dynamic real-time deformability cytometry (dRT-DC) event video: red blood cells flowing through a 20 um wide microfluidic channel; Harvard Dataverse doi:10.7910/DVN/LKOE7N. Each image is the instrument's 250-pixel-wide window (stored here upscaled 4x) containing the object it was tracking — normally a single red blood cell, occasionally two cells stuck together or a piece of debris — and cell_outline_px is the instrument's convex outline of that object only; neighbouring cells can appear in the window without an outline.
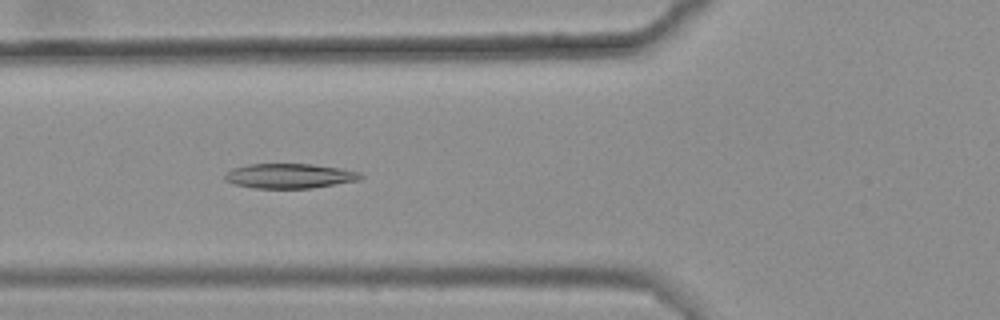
{"species": "common noctule bat (a hibernating species)", "species_latin": "Nyctalus noctula", "temperature_condition": "warm", "stored_images_in_passage": 37, "camera_frame_rate_fps": 3000, "um_per_image_px": 0.085, "animal": {"sex": "female", "body_mass_g": 25.1}, "frame": {"image": 1, "passage_image": 10, "time_ms": 3.0, "image_size_px": [1000, 320], "cell_outline_px": [[364, 176], [360, 180], [312, 188], [252, 188], [232, 184], [224, 180], [224, 176], [232, 168], [248, 164], [312, 164], [340, 168], [360, 172]], "centroid_in_image_um": [24.6, 14.96], "position_along_channel_um": 101.2, "area_um2": 19.71}}
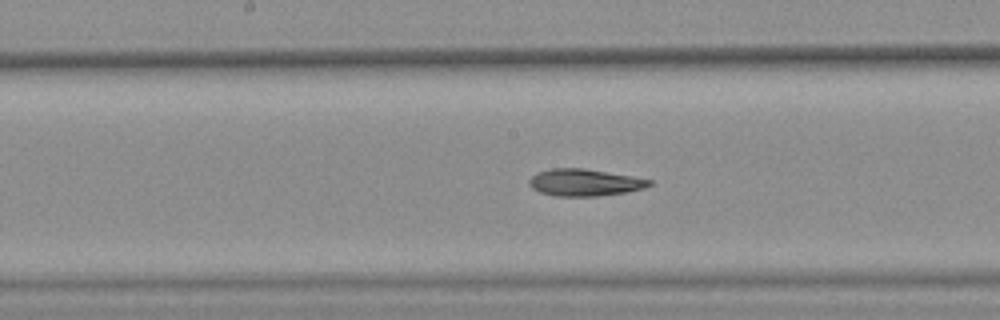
{"frame": {"image": 2, "passage_image": 18, "time_ms": 5.667, "image_size_px": [1000, 320], "cell_outline_px": [[652, 184], [644, 188], [628, 192], [596, 196], [556, 196], [540, 192], [532, 188], [528, 184], [528, 180], [536, 172], [552, 168], [584, 168], [632, 176], [652, 180]], "centroid_in_image_um": [49.67, 15.51], "position_along_channel_um": 198.5, "area_um2": 18.96}}
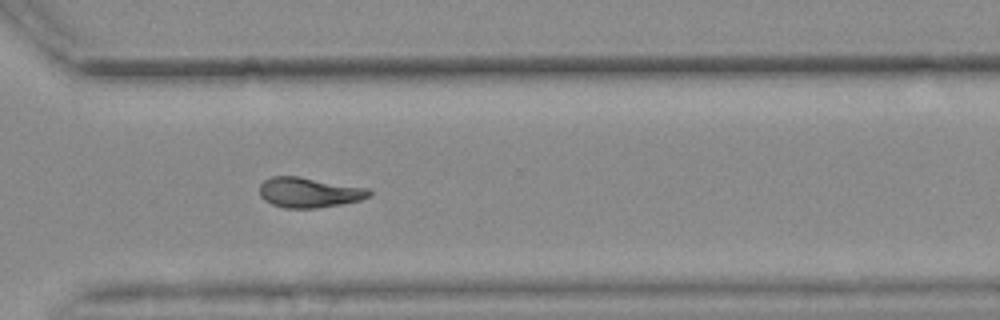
{"frame": {"image": 3, "passage_image": 30, "time_ms": 9.667, "image_size_px": [1000, 320], "cell_outline_px": [[372, 196], [360, 200], [340, 204], [316, 208], [284, 208], [272, 204], [264, 200], [260, 196], [260, 184], [264, 180], [272, 176], [296, 176], [368, 188], [372, 192]], "centroid_in_image_um": [26.26, 16.36], "position_along_channel_um": 344.3, "area_um2": 19.19}, "authors_computed_cell_mechanics": {"area_um2": 19.1318, "velocity_mm_per_s": 3.6421, "shape_relaxation_time_tau1_ms": null, "shape_relaxation_time_tau2_ms": 10.4544, "deformation_change_tau1": null, "deformation_change_tau2": 0.1901}}